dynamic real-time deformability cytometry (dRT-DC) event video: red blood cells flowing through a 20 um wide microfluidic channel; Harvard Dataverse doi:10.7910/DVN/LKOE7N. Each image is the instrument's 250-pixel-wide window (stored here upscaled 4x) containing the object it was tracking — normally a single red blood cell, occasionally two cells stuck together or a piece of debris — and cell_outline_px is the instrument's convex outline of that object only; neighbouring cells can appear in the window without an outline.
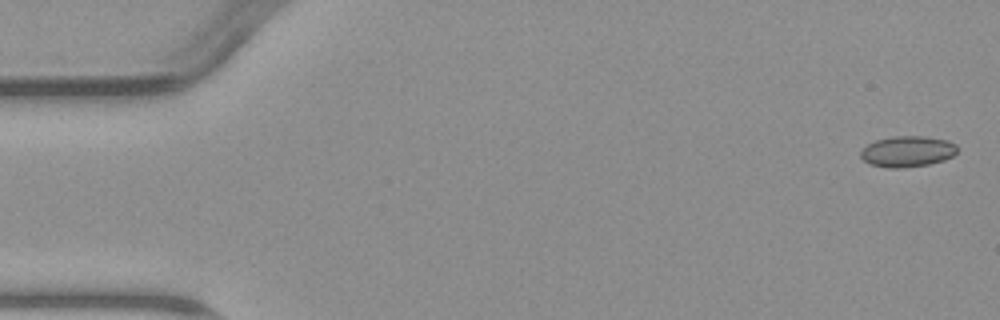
{"species": "common noctule bat (a hibernating species)", "species_latin": "Nyctalus noctula", "temperature_condition": "warm", "stored_images_in_passage": 5, "camera_frame_rate_fps": 3000, "um_per_image_px": 0.085, "animal": {"sex": "male", "body_mass_g": 23.1, "forearm_length_mm": 52.7}, "frame": {"image": 1, "passage_image": 1, "time_ms": 0.0, "image_size_px": [1000, 320], "cell_outline_px": [[956, 152], [952, 156], [944, 160], [928, 164], [900, 168], [888, 168], [872, 164], [864, 160], [860, 156], [860, 152], [868, 144], [876, 140], [892, 136], [924, 136], [948, 140], [956, 144]], "centroid_in_image_um": [77.14, 12.86], "position_along_channel_um": 7.9, "area_um2": 17.28}}
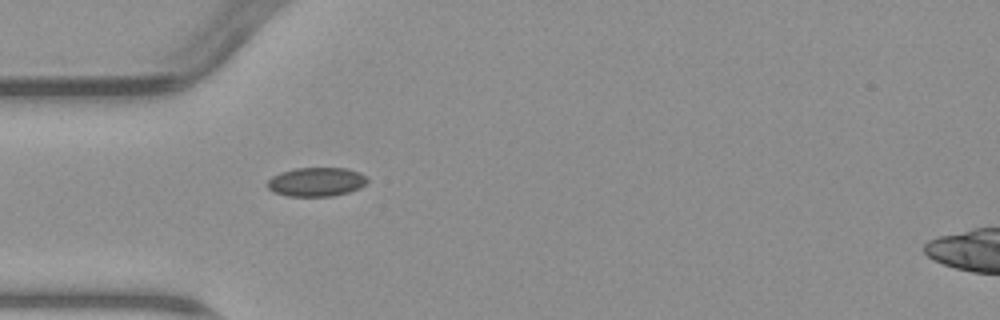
{"frame": {"image": 2, "passage_image": 5, "time_ms": 5.0, "image_size_px": [1000, 320], "cell_outline_px": [[368, 180], [360, 188], [348, 192], [332, 196], [288, 196], [276, 192], [268, 188], [268, 180], [272, 176], [280, 172], [296, 168], [348, 168], [360, 172], [368, 176]], "centroid_in_image_um": [26.93, 15.45], "position_along_channel_um": 58.1, "area_um2": 16.88}}